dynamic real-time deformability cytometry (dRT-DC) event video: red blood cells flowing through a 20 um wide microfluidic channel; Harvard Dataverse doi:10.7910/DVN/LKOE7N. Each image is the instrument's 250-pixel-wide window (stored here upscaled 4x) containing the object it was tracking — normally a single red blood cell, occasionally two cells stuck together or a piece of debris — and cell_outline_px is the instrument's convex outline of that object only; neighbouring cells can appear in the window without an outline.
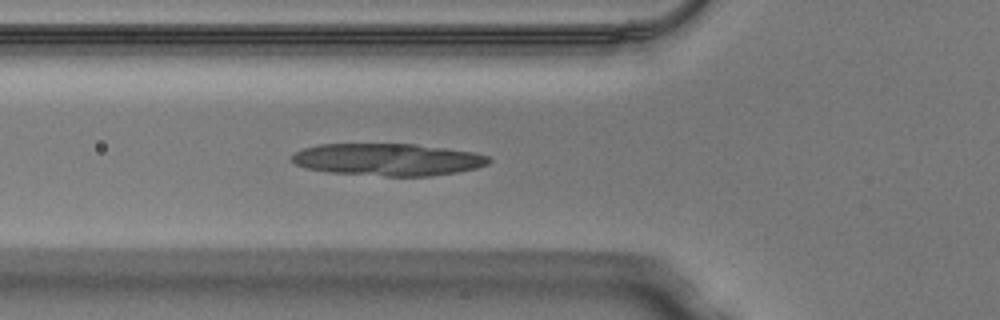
{"species": "Egyptian fruit bat (a non-hibernating species)", "species_latin": "Rousettus aegyptiacus", "temperature_condition": "warm", "stored_images_in_passage": 34, "camera_frame_rate_fps": 3000, "um_per_image_px": 0.085, "animal": {"sex": "male"}, "frame": {"image": 1, "passage_image": 3, "time_ms": 0.667, "image_size_px": [1000, 320], "cell_outline_px": [[492, 160], [488, 164], [476, 168], [460, 172], [432, 176], [384, 176], [328, 172], [304, 168], [296, 164], [292, 160], [292, 156], [296, 152], [304, 148], [320, 144], [416, 144], [472, 152], [488, 156]], "centroid_in_image_um": [32.98, 13.57], "position_along_channel_um": 92.8, "area_um2": 36.99}}
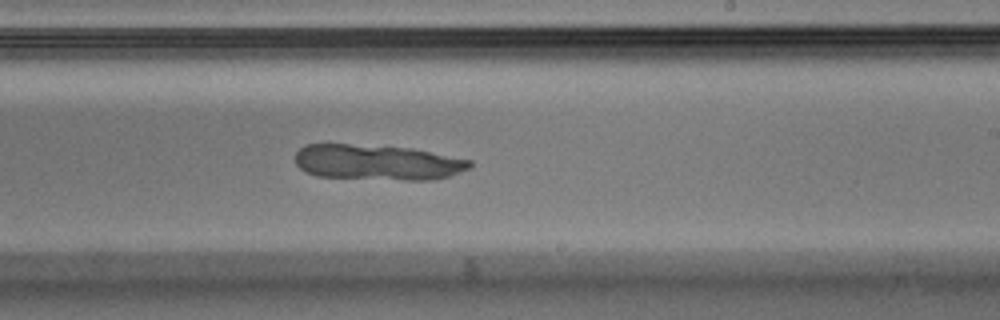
{"frame": {"image": 2, "passage_image": 15, "time_ms": 4.667, "image_size_px": [1000, 320], "cell_outline_px": [[472, 168], [448, 176], [432, 180], [404, 180], [316, 176], [304, 172], [296, 164], [296, 152], [304, 144], [348, 144], [412, 148], [472, 160]], "centroid_in_image_um": [32.08, 13.8], "position_along_channel_um": 256.9, "area_um2": 36.18}}
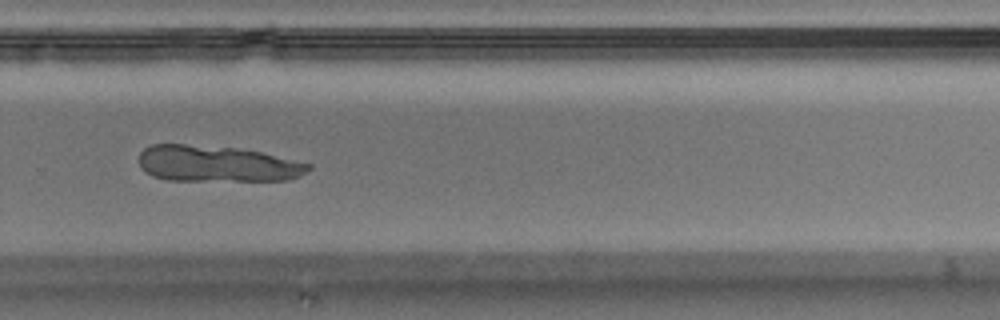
{"frame": {"image": 3, "passage_image": 19, "time_ms": 6.0, "image_size_px": [1000, 320], "cell_outline_px": [[312, 168], [300, 176], [288, 180], [168, 180], [152, 176], [144, 172], [140, 168], [140, 152], [144, 148], [152, 144], [184, 144], [236, 148], [260, 152], [312, 164]], "centroid_in_image_um": [18.42, 13.92], "position_along_channel_um": 311.4, "area_um2": 35.66}}